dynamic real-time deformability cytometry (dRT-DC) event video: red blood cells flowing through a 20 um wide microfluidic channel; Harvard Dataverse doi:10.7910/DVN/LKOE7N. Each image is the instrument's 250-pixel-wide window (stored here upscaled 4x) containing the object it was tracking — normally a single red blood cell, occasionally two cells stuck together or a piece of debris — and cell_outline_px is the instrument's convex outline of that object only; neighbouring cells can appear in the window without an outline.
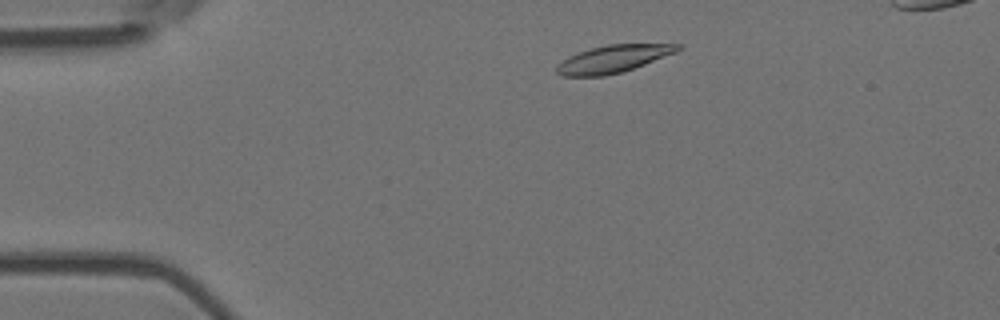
{"species": "Egyptian fruit bat (a non-hibernating species)", "species_latin": "Rousettus aegyptiacus", "temperature_condition": "room temperature", "stored_images_in_passage": 47, "camera_frame_rate_fps": 3000, "um_per_image_px": 0.085, "animal": {"sex": "female"}, "frame": {"image": 1, "passage_image": 5, "time_ms": 1.333, "image_size_px": [1000, 320], "cell_outline_px": [[680, 48], [676, 52], [644, 64], [620, 72], [604, 76], [560, 76], [556, 72], [556, 64], [568, 56], [592, 48], [608, 44], [680, 44]], "centroid_in_image_um": [52.06, 5.01], "position_along_channel_um": 32.9, "area_um2": 19.07}}
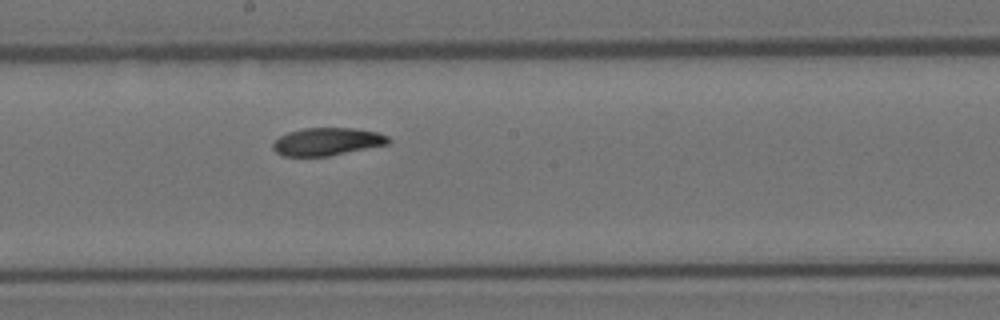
{"frame": {"image": 2, "passage_image": 24, "time_ms": 7.667, "image_size_px": [1000, 320], "cell_outline_px": [[392, 140], [388, 144], [328, 156], [284, 156], [276, 152], [272, 148], [272, 144], [280, 136], [288, 132], [304, 128], [356, 128], [376, 132], [388, 136]], "centroid_in_image_um": [27.81, 12.03], "position_along_channel_um": 220.4, "area_um2": 18.61}}
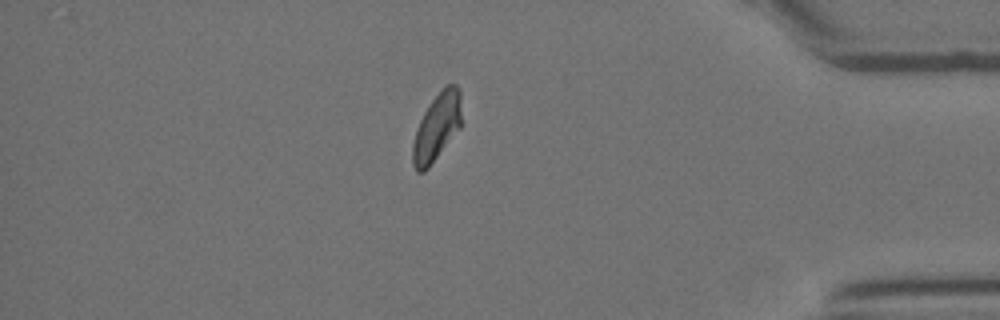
{"frame": {"image": 3, "passage_image": 41, "time_ms": 13.333, "image_size_px": [1000, 320], "cell_outline_px": [[460, 128], [428, 168], [424, 172], [416, 172], [412, 164], [412, 144], [416, 128], [424, 112], [432, 100], [448, 84], [456, 84], [460, 92]], "centroid_in_image_um": [37.1, 10.85], "position_along_channel_um": 398.1, "area_um2": 18.9}}